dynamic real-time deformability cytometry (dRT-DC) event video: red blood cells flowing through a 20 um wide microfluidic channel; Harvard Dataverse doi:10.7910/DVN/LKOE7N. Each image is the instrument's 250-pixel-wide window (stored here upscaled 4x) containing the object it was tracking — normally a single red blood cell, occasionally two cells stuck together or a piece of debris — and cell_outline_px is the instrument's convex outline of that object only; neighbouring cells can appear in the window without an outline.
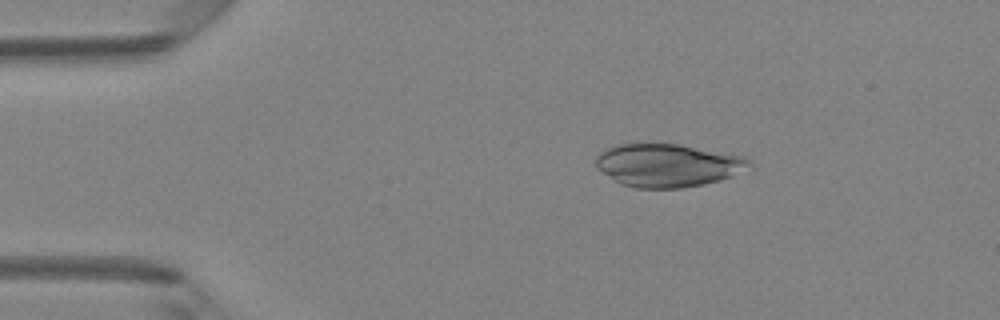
{"species": "Egyptian fruit bat (a non-hibernating species)", "species_latin": "Rousettus aegyptiacus", "temperature_condition": "room temperature", "stored_images_in_passage": 47, "camera_frame_rate_fps": 3000, "um_per_image_px": 0.085, "animal": {"sex": "female"}, "frame": {"image": 1, "passage_image": 8, "time_ms": 2.333, "image_size_px": [1000, 320], "cell_outline_px": [[752, 164], [732, 176], [720, 180], [704, 184], [680, 188], [636, 188], [620, 184], [596, 168], [596, 156], [600, 152], [608, 148], [620, 144], [680, 144], [740, 156], [748, 160]], "centroid_in_image_um": [56.7, 14.06], "position_along_channel_um": 28.3, "area_um2": 38.03}}